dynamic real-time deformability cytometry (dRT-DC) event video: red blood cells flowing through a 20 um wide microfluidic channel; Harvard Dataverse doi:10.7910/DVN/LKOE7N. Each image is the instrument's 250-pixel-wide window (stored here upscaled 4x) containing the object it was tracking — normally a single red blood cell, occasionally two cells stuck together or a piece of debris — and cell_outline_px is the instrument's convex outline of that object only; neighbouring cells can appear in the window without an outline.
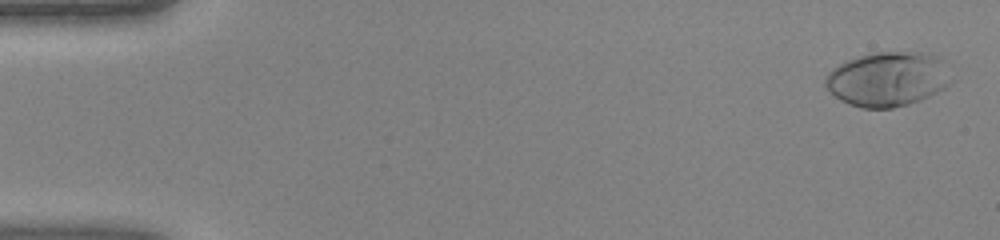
{"species": "human", "species_latin": "Homo sapiens", "temperature_condition": "warm", "stored_images_in_passage": 45, "camera_frame_rate_fps": 3000, "um_per_image_px": 0.085, "donor": {"sex": "female"}, "frame": {"image": 1, "passage_image": 2, "time_ms": 0.333, "image_size_px": [1000, 240], "cell_outline_px": [[956, 80], [944, 88], [920, 100], [908, 104], [892, 108], [860, 108], [848, 104], [840, 100], [824, 84], [824, 76], [832, 68], [848, 60], [868, 52], [920, 52], [940, 56]], "centroid_in_image_um": [75.49, 6.71], "position_along_channel_um": 9.5, "area_um2": 40.52}}
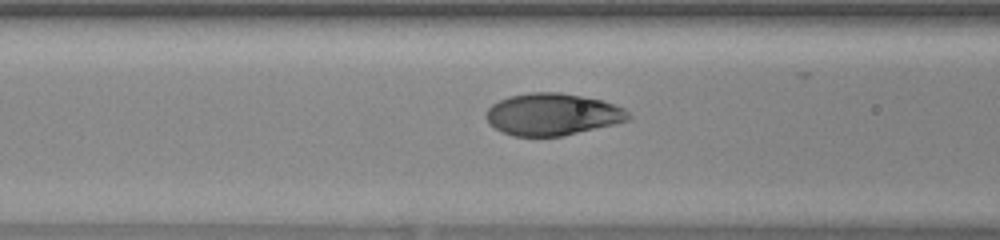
{"frame": {"image": 2, "passage_image": 19, "time_ms": 6.0, "image_size_px": [1000, 240], "cell_outline_px": [[632, 116], [628, 120], [612, 124], [560, 136], [512, 136], [500, 132], [488, 124], [484, 116], [488, 108], [492, 104], [508, 96], [528, 92], [560, 92], [600, 100], [624, 108]], "centroid_in_image_um": [46.88, 9.72], "position_along_channel_um": 119.7, "area_um2": 34.74}}
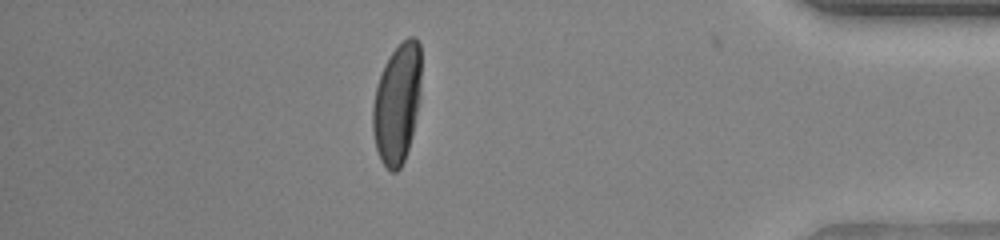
{"frame": {"image": 3, "passage_image": 40, "time_ms": 13.0, "image_size_px": [1000, 240], "cell_outline_px": [[420, 96], [412, 136], [404, 160], [400, 168], [396, 172], [392, 172], [380, 160], [376, 148], [372, 132], [372, 104], [376, 88], [384, 64], [392, 52], [408, 36], [416, 36], [420, 44]], "centroid_in_image_um": [33.74, 8.79], "position_along_channel_um": 401.5, "area_um2": 33.93}}